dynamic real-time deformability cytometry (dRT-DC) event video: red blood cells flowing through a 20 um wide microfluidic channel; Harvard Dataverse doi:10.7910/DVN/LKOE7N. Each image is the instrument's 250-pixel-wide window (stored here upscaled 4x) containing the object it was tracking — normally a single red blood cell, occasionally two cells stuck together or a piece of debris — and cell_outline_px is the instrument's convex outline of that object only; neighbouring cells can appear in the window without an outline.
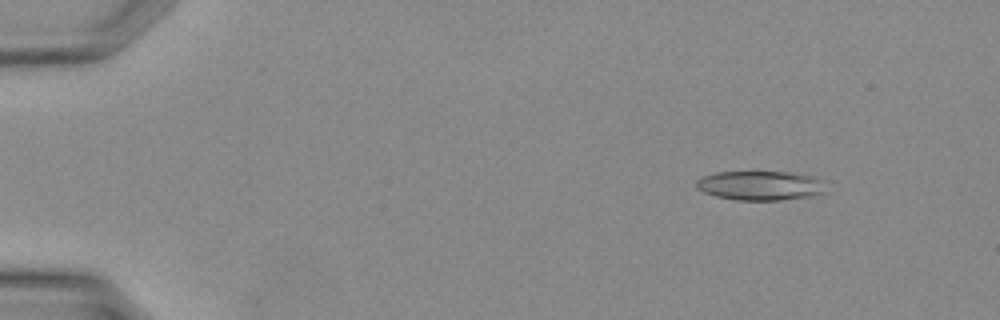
{"species": "Egyptian fruit bat (a non-hibernating species)", "species_latin": "Rousettus aegyptiacus", "temperature_condition": "warm", "stored_images_in_passage": 34, "camera_frame_rate_fps": 3000, "um_per_image_px": 0.085, "animal": {"sex": "female"}, "frame": {"image": 1, "passage_image": 2, "time_ms": 0.333, "image_size_px": [1000, 320], "cell_outline_px": [[820, 192], [812, 196], [780, 200], [736, 200], [716, 196], [704, 192], [696, 188], [696, 180], [704, 176], [716, 172], [788, 172], [812, 176], [820, 180]], "centroid_in_image_um": [64.51, 15.77], "position_along_channel_um": 20.5, "area_um2": 21.68}}
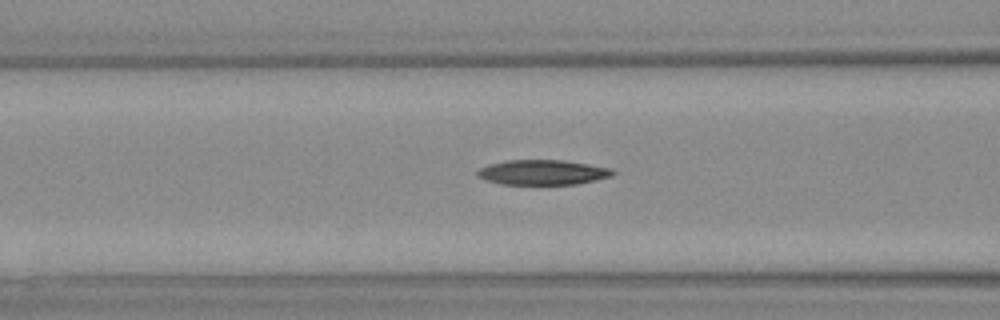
{"frame": {"image": 2, "passage_image": 13, "time_ms": 4.0, "image_size_px": [1000, 320], "cell_outline_px": [[616, 172], [612, 176], [596, 180], [576, 184], [500, 184], [484, 180], [476, 176], [476, 172], [480, 168], [488, 164], [508, 160], [564, 160], [612, 168]], "centroid_in_image_um": [46.11, 14.65], "position_along_channel_um": 120.5, "area_um2": 19.83}}
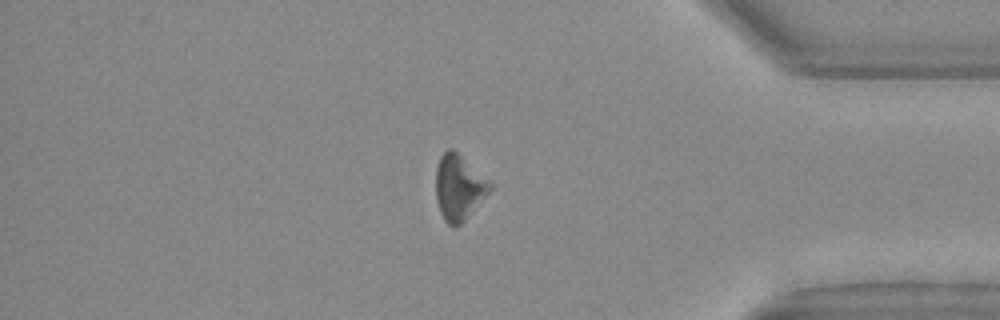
{"frame": {"image": 3, "passage_image": 29, "time_ms": 9.333, "image_size_px": [1000, 320], "cell_outline_px": [[492, 188], [464, 220], [460, 224], [448, 224], [444, 220], [440, 212], [436, 200], [436, 168], [440, 156], [448, 148], [452, 148], [492, 184]], "centroid_in_image_um": [38.96, 15.91], "position_along_channel_um": 396.2, "area_um2": 20.0}}